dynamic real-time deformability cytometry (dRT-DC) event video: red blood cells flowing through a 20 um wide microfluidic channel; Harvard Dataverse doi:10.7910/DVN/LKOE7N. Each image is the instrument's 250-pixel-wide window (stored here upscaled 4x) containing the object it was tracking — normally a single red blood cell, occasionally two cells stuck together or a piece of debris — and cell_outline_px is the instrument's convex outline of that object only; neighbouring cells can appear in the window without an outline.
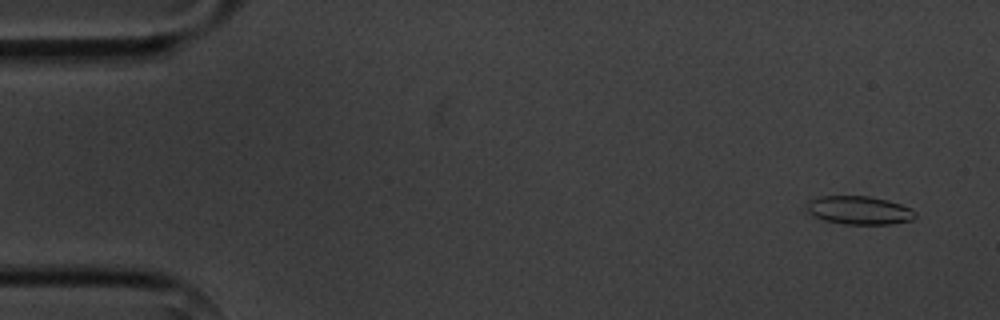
{"species": "common noctule bat (a hibernating species)", "species_latin": "Nyctalus noctula", "temperature_condition": "cold", "stored_images_in_passage": 7, "camera_frame_rate_fps": 3000, "um_per_image_px": 0.085, "animal": {"sex": "male", "body_mass_g": 20.1, "forearm_length_mm": 53.5}, "frame": {"image": 1, "passage_image": 1, "time_ms": 0.0, "image_size_px": [1000, 320], "cell_outline_px": [[916, 216], [912, 220], [892, 224], [840, 224], [824, 220], [808, 212], [804, 204], [808, 200], [820, 196], [868, 196], [888, 200], [912, 208], [916, 212]], "centroid_in_image_um": [73.02, 17.87], "position_along_channel_um": 12.0, "area_um2": 18.15}}
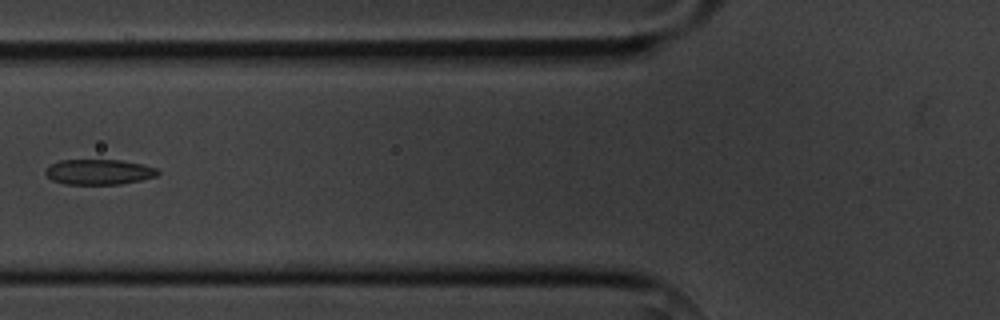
{"frame": {"image": 2, "passage_image": 6, "time_ms": 6.0, "image_size_px": [1000, 320], "cell_outline_px": [[160, 172], [156, 176], [140, 180], [120, 184], [64, 184], [52, 180], [44, 172], [52, 164], [60, 160], [120, 160], [144, 164], [156, 168]], "centroid_in_image_um": [8.43, 14.61], "position_along_channel_um": 117.4, "area_um2": 16.47}}
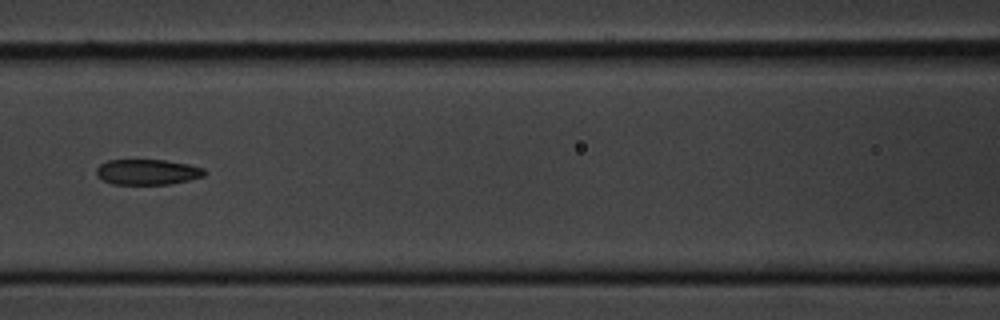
{"frame": {"image": 3, "passage_image": 7, "time_ms": 7.0, "image_size_px": [1000, 320], "cell_outline_px": [[208, 172], [204, 176], [188, 180], [168, 184], [112, 184], [96, 176], [96, 168], [100, 164], [108, 160], [164, 160], [188, 164], [204, 168]], "centroid_in_image_um": [12.53, 14.62], "position_along_channel_um": 154.1, "area_um2": 16.07}}